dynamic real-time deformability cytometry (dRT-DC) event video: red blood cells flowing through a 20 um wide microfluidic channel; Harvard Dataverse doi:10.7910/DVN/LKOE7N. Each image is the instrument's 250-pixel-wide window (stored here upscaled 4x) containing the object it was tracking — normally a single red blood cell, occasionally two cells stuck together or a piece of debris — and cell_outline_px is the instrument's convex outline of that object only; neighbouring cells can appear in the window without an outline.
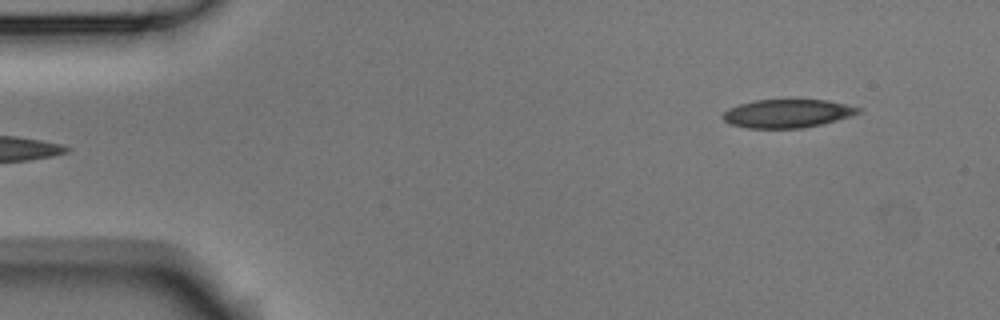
{"species": "Egyptian fruit bat (a non-hibernating species)", "species_latin": "Rousettus aegyptiacus", "temperature_condition": "room temperature", "stored_images_in_passage": 4, "camera_frame_rate_fps": 3000, "um_per_image_px": 0.085, "animal": {"sex": "male"}, "frame": {"image": 1, "passage_image": 1, "time_ms": 0.0, "image_size_px": [1000, 320], "cell_outline_px": [[860, 112], [852, 116], [804, 128], [748, 128], [728, 124], [720, 116], [728, 108], [740, 104], [756, 100], [828, 100], [860, 108]], "centroid_in_image_um": [66.88, 9.65], "position_along_channel_um": 18.1, "area_um2": 22.31}}
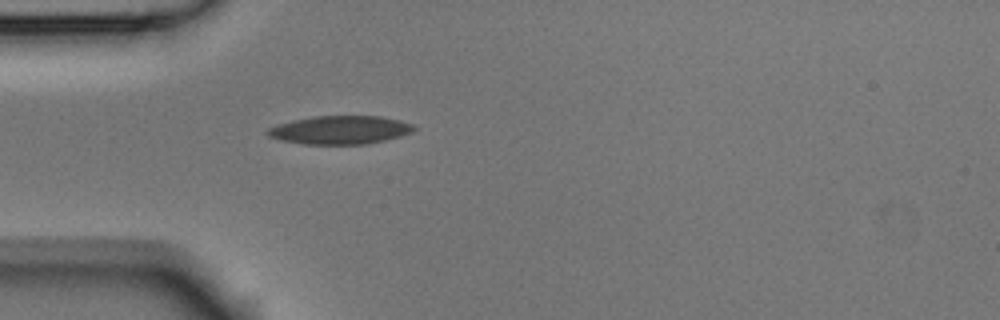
{"frame": {"image": 2, "passage_image": 4, "time_ms": 1.0, "image_size_px": [1000, 320], "cell_outline_px": [[416, 128], [412, 132], [400, 136], [368, 144], [304, 144], [280, 140], [268, 136], [264, 132], [268, 128], [276, 124], [292, 120], [312, 116], [380, 116], [400, 120], [412, 124]], "centroid_in_image_um": [28.87, 11.04], "position_along_channel_um": 56.1, "area_um2": 24.33}}